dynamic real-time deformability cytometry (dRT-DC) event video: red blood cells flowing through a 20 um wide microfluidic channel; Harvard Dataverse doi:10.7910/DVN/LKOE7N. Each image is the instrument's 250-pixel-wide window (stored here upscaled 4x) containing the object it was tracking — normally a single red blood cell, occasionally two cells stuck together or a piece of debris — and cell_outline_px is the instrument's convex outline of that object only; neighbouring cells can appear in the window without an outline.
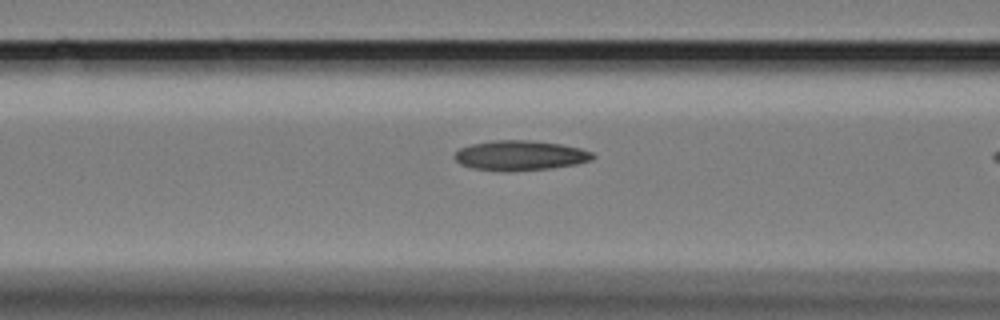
{"species": "Egyptian fruit bat (a non-hibernating species)", "species_latin": "Rousettus aegyptiacus", "temperature_condition": "cold", "stored_images_in_passage": 22, "camera_frame_rate_fps": 3000, "um_per_image_px": 0.085, "animal": {"sex": "female"}, "frame": {"image": 1, "passage_image": 20, "time_ms": 6.333, "image_size_px": [1000, 320], "cell_outline_px": [[596, 156], [592, 160], [576, 164], [552, 168], [508, 172], [504, 172], [472, 168], [460, 164], [452, 156], [460, 148], [472, 144], [492, 140], [528, 140], [560, 144], [580, 148], [592, 152]], "centroid_in_image_um": [44.2, 13.22], "position_along_channel_um": 122.4, "area_um2": 24.28}}